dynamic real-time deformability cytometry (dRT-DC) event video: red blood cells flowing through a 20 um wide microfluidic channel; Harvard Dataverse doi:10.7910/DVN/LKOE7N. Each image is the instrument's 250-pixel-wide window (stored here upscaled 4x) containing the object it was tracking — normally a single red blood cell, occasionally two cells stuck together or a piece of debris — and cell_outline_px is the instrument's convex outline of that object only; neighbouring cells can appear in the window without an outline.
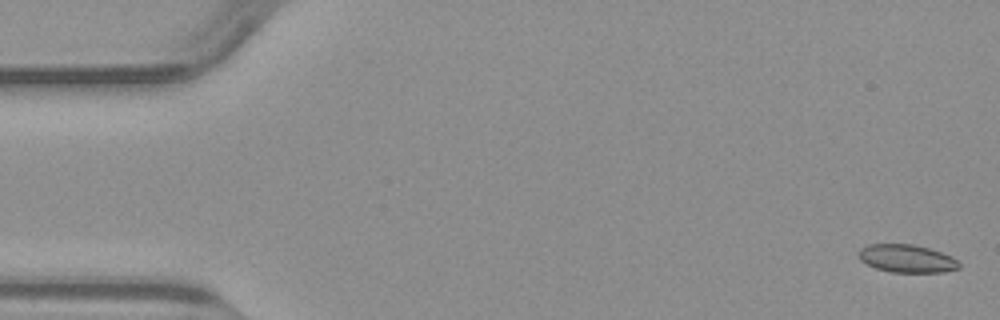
{"species": "common noctule bat (a hibernating species)", "species_latin": "Nyctalus noctula", "temperature_condition": "warm", "stored_images_in_passage": 50, "camera_frame_rate_fps": 3000, "um_per_image_px": 0.085, "animal": {"sex": "male", "body_mass_g": 23.1, "forearm_length_mm": 52.7}, "frame": {"image": 1, "passage_image": 1, "time_ms": 0.0, "image_size_px": [1000, 320], "cell_outline_px": [[960, 268], [944, 272], [892, 272], [876, 268], [860, 260], [856, 252], [860, 248], [868, 244], [912, 244], [928, 248], [952, 256], [960, 264]], "centroid_in_image_um": [77.05, 21.97], "position_along_channel_um": 7.9, "area_um2": 16.36}}
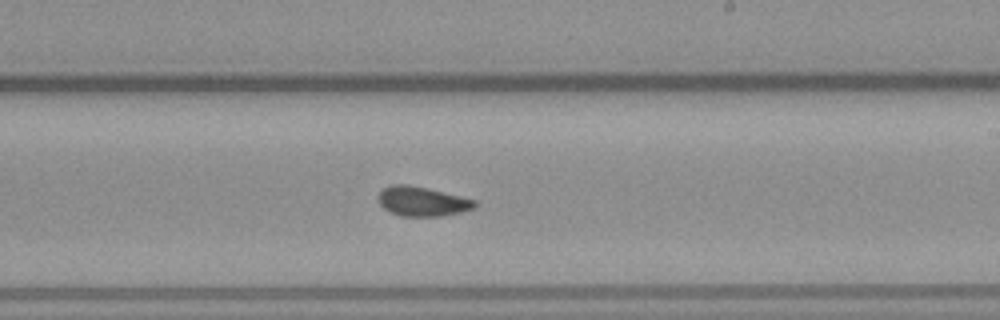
{"frame": {"image": 2, "passage_image": 29, "time_ms": 9.333, "image_size_px": [1000, 320], "cell_outline_px": [[476, 208], [460, 212], [440, 216], [400, 216], [384, 208], [380, 204], [376, 196], [384, 188], [392, 184], [408, 184], [428, 188], [476, 200]], "centroid_in_image_um": [35.88, 17.11], "position_along_channel_um": 253.1, "area_um2": 16.59}}
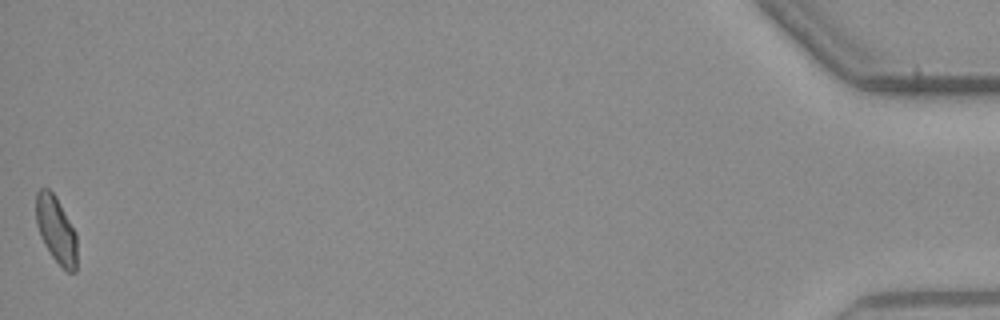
{"frame": {"image": 3, "passage_image": 50, "time_ms": 16.333, "image_size_px": [1000, 320], "cell_outline_px": [[76, 272], [68, 272], [52, 256], [44, 244], [40, 236], [36, 224], [36, 192], [40, 188], [48, 188], [56, 196], [76, 232]], "centroid_in_image_um": [4.76, 19.5], "position_along_channel_um": 430.4, "area_um2": 15.9}}